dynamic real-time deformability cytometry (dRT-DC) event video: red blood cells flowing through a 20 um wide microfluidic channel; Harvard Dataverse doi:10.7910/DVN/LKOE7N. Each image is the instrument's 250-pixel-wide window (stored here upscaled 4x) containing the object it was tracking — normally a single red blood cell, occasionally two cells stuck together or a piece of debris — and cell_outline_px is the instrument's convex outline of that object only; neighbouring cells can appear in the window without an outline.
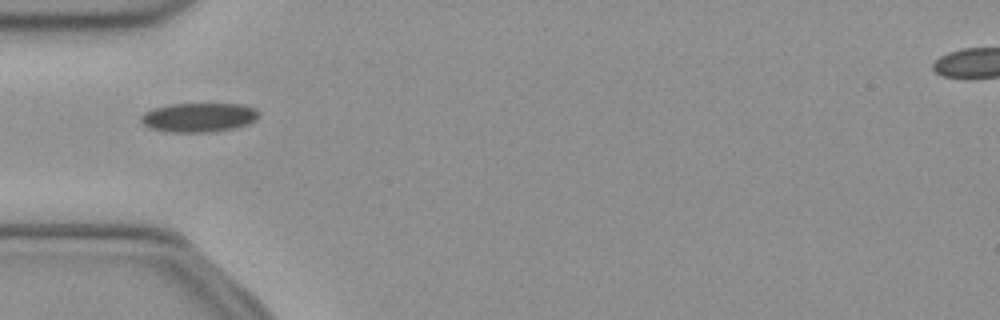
{"species": "common noctule bat (a hibernating species)", "species_latin": "Nyctalus noctula", "temperature_condition": "cold", "stored_images_in_passage": 4, "camera_frame_rate_fps": 3000, "um_per_image_px": 0.085, "animal": {"sex": "female", "body_mass_g": 21.9}, "frame": {"image": 1, "passage_image": 1, "time_ms": 0.0, "image_size_px": [1000, 320], "cell_outline_px": [[260, 116], [256, 120], [248, 124], [236, 128], [208, 132], [168, 132], [148, 128], [140, 120], [140, 116], [144, 112], [152, 108], [168, 104], [240, 104], [256, 108], [260, 112]], "centroid_in_image_um": [16.9, 9.98], "position_along_channel_um": 68.1, "area_um2": 20.35}}